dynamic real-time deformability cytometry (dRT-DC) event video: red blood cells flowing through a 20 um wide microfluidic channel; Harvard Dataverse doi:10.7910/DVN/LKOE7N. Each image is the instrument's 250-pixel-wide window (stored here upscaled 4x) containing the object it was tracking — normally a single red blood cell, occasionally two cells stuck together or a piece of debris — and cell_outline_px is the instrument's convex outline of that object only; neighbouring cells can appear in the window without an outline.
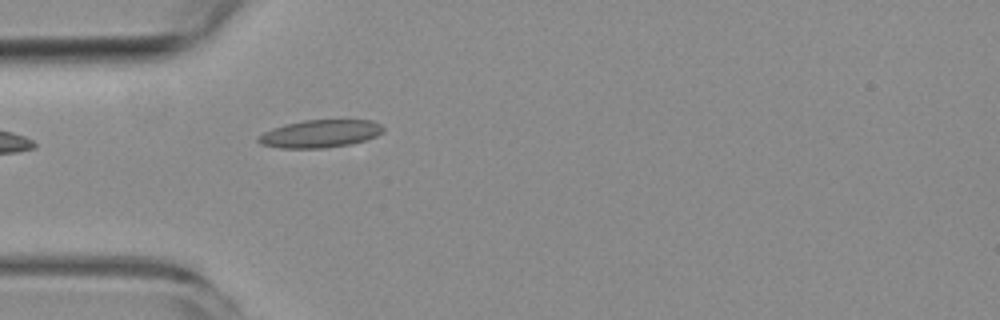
{"species": "common noctule bat (a hibernating species)", "species_latin": "Nyctalus noctula", "temperature_condition": "room temperature", "stored_images_in_passage": 4, "camera_frame_rate_fps": 3000, "um_per_image_px": 0.085, "animal": {"sex": "female", "body_mass_g": 19.3, "forearm_length_mm": 54.1}, "frame": {"image": 1, "passage_image": 4, "time_ms": 4.333, "image_size_px": [1000, 320], "cell_outline_px": [[384, 132], [376, 136], [352, 144], [324, 148], [280, 148], [260, 144], [256, 140], [264, 132], [272, 128], [284, 124], [304, 120], [372, 120], [380, 124], [384, 128]], "centroid_in_image_um": [27.22, 11.36], "position_along_channel_um": 57.8, "area_um2": 20.23}}